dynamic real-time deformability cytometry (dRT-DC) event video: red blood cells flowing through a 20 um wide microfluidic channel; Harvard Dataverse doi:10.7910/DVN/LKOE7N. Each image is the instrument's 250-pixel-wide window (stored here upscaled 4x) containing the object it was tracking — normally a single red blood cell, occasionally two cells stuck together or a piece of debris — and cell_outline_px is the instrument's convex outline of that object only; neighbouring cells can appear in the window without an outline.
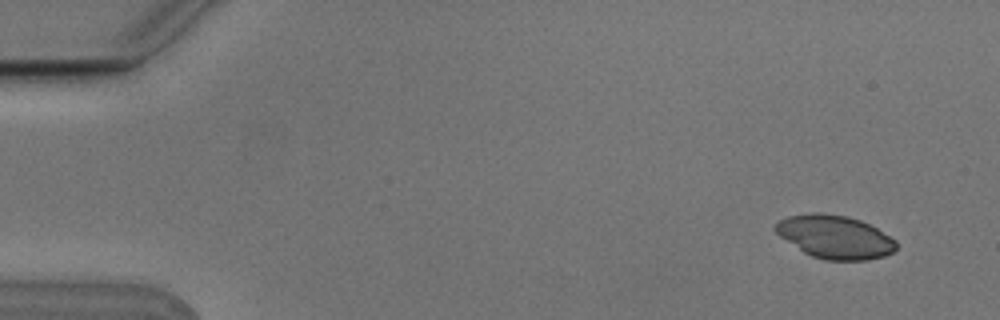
{"species": "Egyptian fruit bat (a non-hibernating species)", "species_latin": "Rousettus aegyptiacus", "temperature_condition": "cold", "stored_images_in_passage": 9, "camera_frame_rate_fps": 3000, "um_per_image_px": 0.085, "animal": {"sex": "male"}, "frame": {"image": 1, "passage_image": 2, "time_ms": 0.333, "image_size_px": [1000, 320], "cell_outline_px": [[896, 248], [892, 252], [884, 256], [868, 260], [824, 260], [812, 256], [804, 252], [780, 236], [772, 228], [780, 220], [788, 216], [808, 212], [820, 212], [848, 216], [860, 220], [876, 228], [896, 240]], "centroid_in_image_um": [70.95, 20.13], "position_along_channel_um": 14.0, "area_um2": 30.4}}